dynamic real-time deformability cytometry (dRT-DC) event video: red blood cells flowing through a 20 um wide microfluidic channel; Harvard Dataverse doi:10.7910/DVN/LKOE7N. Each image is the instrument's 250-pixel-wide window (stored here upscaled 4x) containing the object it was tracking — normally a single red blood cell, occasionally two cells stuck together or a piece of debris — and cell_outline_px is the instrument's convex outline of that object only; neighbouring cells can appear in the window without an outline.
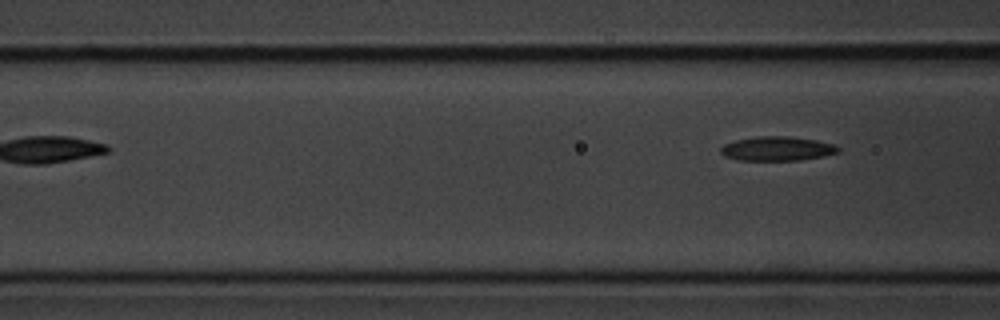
{"species": "common noctule bat (a hibernating species)", "species_latin": "Nyctalus noctula", "temperature_condition": "cold", "stored_images_in_passage": 6, "camera_frame_rate_fps": 3000, "um_per_image_px": 0.085, "animal": {"sex": "male", "body_mass_g": 20.1, "forearm_length_mm": 53.5}, "frame": {"image": 1, "passage_image": 6, "time_ms": 6.0, "image_size_px": [1000, 320], "cell_outline_px": [[840, 152], [824, 156], [800, 160], [740, 160], [724, 156], [720, 152], [720, 148], [724, 144], [736, 140], [756, 136], [788, 136], [816, 140], [836, 144], [840, 148]], "centroid_in_image_um": [66.09, 12.63], "position_along_channel_um": 100.5, "area_um2": 16.7}}